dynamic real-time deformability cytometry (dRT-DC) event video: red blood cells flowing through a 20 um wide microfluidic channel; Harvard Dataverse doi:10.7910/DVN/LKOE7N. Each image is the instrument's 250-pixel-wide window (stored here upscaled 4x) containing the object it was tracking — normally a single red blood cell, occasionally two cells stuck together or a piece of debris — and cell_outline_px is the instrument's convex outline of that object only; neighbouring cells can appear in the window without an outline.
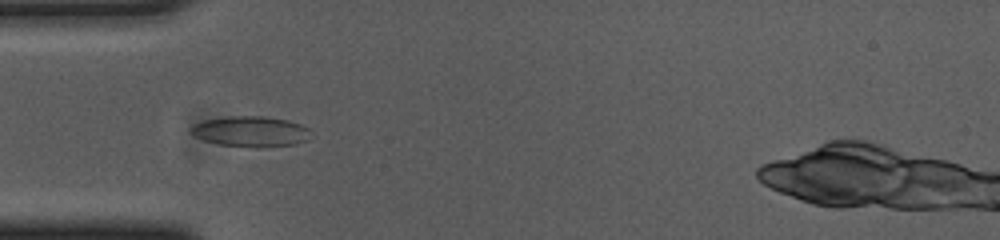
{"species": "common noctule bat (a hibernating species)", "species_latin": "Nyctalus noctula", "temperature_condition": "cold", "stored_images_in_passage": 47, "camera_frame_rate_fps": 3000, "um_per_image_px": 0.085, "animal": {"sex": "female", "body_mass_g": 23.0, "forearm_length_mm": 53.4}, "frame": {"image": 1, "passage_image": 10, "time_ms": 3.0, "image_size_px": [1000, 240], "cell_outline_px": [[308, 128], [304, 140], [296, 144], [264, 148], [216, 144], [204, 140], [196, 136], [192, 132], [192, 128], [196, 124], [204, 120], [232, 116], [264, 116], [288, 120], [300, 124]], "centroid_in_image_um": [21.3, 11.18], "position_along_channel_um": 63.7, "area_um2": 20.92}}
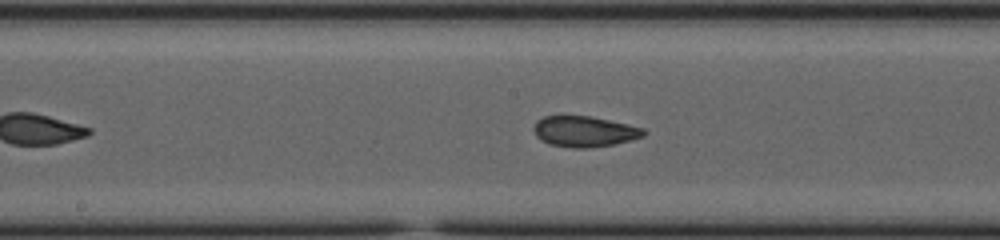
{"frame": {"image": 2, "passage_image": 21, "time_ms": 6.667, "image_size_px": [1000, 240], "cell_outline_px": [[648, 132], [644, 136], [612, 144], [592, 148], [572, 148], [548, 144], [540, 140], [536, 136], [532, 128], [536, 120], [544, 116], [592, 116], [644, 128]], "centroid_in_image_um": [49.64, 11.17], "position_along_channel_um": 198.6, "area_um2": 19.83}}
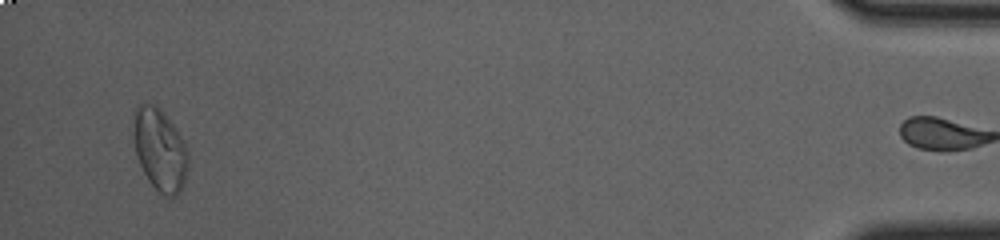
{"frame": {"image": 3, "passage_image": 46, "time_ms": 15.0, "image_size_px": [1000, 240], "cell_outline_px": [[188, 168], [180, 192], [176, 196], [164, 196], [148, 180], [136, 156], [132, 132], [136, 108], [140, 104], [156, 104], [164, 112], [180, 136], [184, 144], [188, 156]], "centroid_in_image_um": [13.57, 12.72], "position_along_channel_um": 421.6, "area_um2": 25.95}, "authors_computed_cell_mechanics": {"area_um2": 20.4034, "velocity_mm_per_s": 3.6953, "shape_relaxation_time_tau1_ms": null, "shape_relaxation_time_tau2_ms": 1.679, "deformation_change_tau1": null, "deformation_change_tau2": 0.0739}}